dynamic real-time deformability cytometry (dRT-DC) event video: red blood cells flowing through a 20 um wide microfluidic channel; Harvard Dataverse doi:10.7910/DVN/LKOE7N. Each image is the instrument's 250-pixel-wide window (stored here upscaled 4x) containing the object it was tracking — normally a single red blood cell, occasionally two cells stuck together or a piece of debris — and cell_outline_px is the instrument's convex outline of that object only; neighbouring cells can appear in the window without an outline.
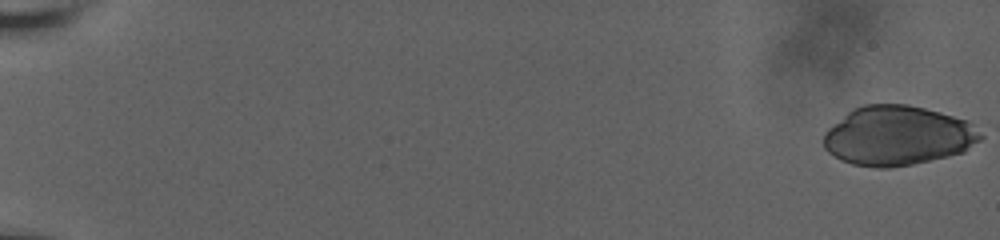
{"species": "human", "species_latin": "Homo sapiens", "temperature_condition": "room temperature", "stored_images_in_passage": 43, "camera_frame_rate_fps": 3000, "um_per_image_px": 0.085, "donor": {"sex": "male"}, "frame": {"image": 1, "passage_image": 1, "time_ms": 0.0, "image_size_px": [1000, 240], "cell_outline_px": [[984, 136], [980, 140], [964, 152], [948, 156], [912, 164], [888, 168], [876, 168], [852, 164], [840, 160], [828, 152], [824, 148], [824, 132], [828, 128], [848, 112], [864, 104], [908, 104], [940, 112], [968, 120]], "centroid_in_image_um": [76.31, 11.54], "position_along_channel_um": 8.7, "area_um2": 54.45}}
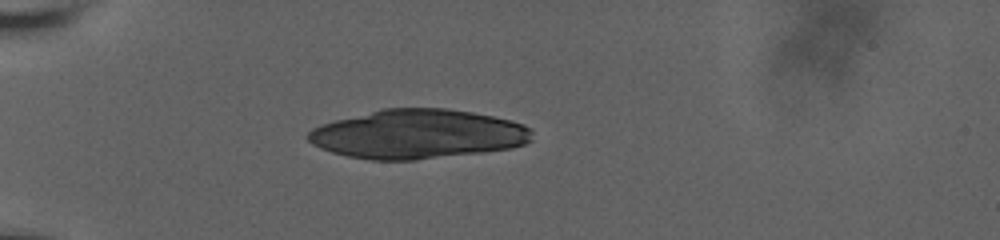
{"frame": {"image": 2, "passage_image": 11, "time_ms": 6.333, "image_size_px": [1000, 240], "cell_outline_px": [[532, 140], [524, 144], [512, 148], [484, 152], [412, 160], [372, 160], [348, 156], [332, 152], [320, 148], [312, 144], [304, 136], [312, 128], [320, 124], [384, 108], [448, 108], [472, 112], [512, 120], [524, 124], [532, 128]], "centroid_in_image_um": [35.52, 11.4], "position_along_channel_um": 49.5, "area_um2": 64.39}}